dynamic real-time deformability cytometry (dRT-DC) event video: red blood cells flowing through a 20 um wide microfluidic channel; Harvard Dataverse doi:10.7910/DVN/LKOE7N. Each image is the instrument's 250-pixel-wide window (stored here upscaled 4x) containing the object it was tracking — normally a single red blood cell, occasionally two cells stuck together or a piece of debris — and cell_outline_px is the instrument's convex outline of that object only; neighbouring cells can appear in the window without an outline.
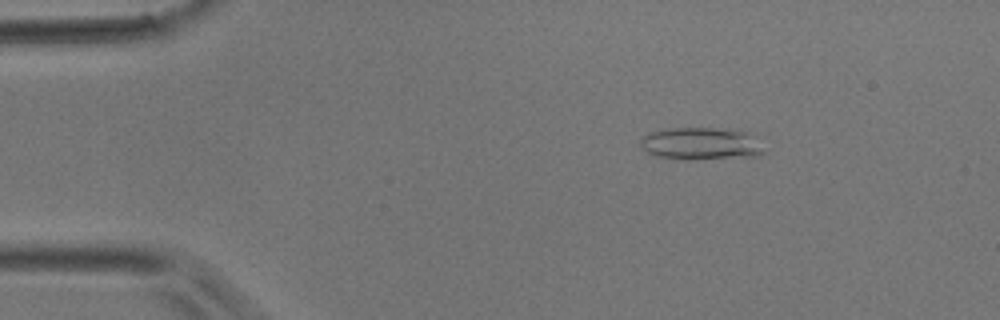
{"species": "common noctule bat (a hibernating species)", "species_latin": "Nyctalus noctula", "temperature_condition": "room temperature", "stored_images_in_passage": 5, "camera_frame_rate_fps": 3000, "um_per_image_px": 0.085, "animal": {"sex": "male", "body_mass_g": 17.9}, "frame": {"image": 1, "passage_image": 1, "time_ms": 0.0, "image_size_px": [1000, 320], "cell_outline_px": [[764, 152], [760, 156], [656, 156], [648, 152], [640, 144], [640, 140], [648, 132], [668, 128], [716, 128], [744, 132]], "centroid_in_image_um": [59.46, 12.14], "position_along_channel_um": 25.5, "area_um2": 21.27}}
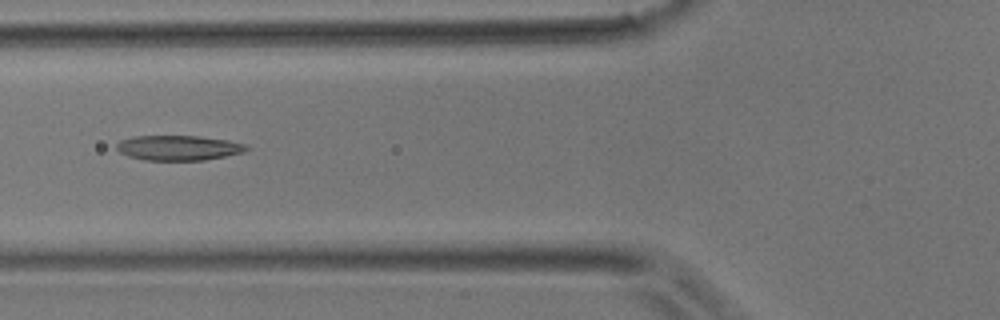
{"frame": {"image": 2, "passage_image": 4, "time_ms": 1.0, "image_size_px": [1000, 320], "cell_outline_px": [[252, 148], [244, 152], [204, 160], [144, 160], [128, 156], [120, 152], [116, 148], [116, 144], [120, 140], [132, 136], [200, 136], [228, 140], [244, 144]], "centroid_in_image_um": [15.17, 12.56], "position_along_channel_um": 110.6, "area_um2": 18.96}}
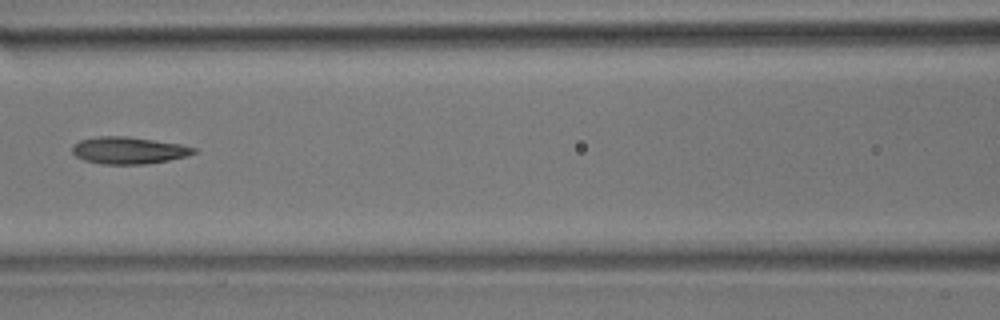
{"frame": {"image": 3, "passage_image": 5, "time_ms": 1.333, "image_size_px": [1000, 320], "cell_outline_px": [[200, 152], [188, 156], [168, 160], [144, 164], [100, 164], [84, 160], [76, 156], [72, 152], [72, 144], [80, 140], [100, 136], [128, 136], [180, 144], [196, 148]], "centroid_in_image_um": [10.95, 12.78], "position_along_channel_um": 155.7, "area_um2": 19.25}}